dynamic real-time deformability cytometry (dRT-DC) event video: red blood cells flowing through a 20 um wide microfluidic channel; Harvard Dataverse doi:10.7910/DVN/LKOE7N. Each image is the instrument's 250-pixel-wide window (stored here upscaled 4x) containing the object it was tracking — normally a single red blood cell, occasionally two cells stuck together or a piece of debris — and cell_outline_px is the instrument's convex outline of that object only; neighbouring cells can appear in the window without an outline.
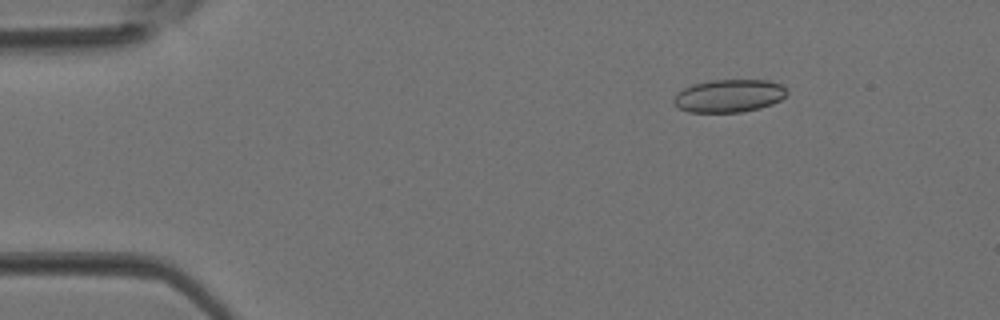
{"species": "Egyptian fruit bat (a non-hibernating species)", "species_latin": "Rousettus aegyptiacus", "temperature_condition": "room temperature", "stored_images_in_passage": 3, "camera_frame_rate_fps": 3000, "um_per_image_px": 0.085, "animal": {"sex": "female"}, "frame": {"image": 1, "passage_image": 2, "time_ms": 0.333, "image_size_px": [1000, 320], "cell_outline_px": [[788, 92], [780, 100], [772, 104], [760, 108], [740, 112], [688, 112], [680, 108], [672, 100], [676, 92], [692, 84], [712, 80], [768, 80], [780, 84]], "centroid_in_image_um": [61.95, 8.14], "position_along_channel_um": 23.1, "area_um2": 21.62}}
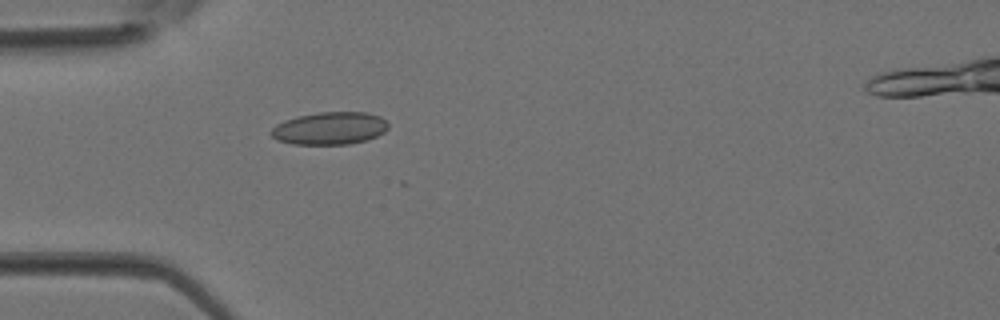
{"frame": {"image": 2, "passage_image": 3, "time_ms": 0.667, "image_size_px": [1000, 320], "cell_outline_px": [[388, 128], [384, 132], [376, 136], [364, 140], [348, 144], [292, 144], [276, 140], [268, 132], [276, 124], [284, 120], [296, 116], [316, 112], [368, 112], [380, 116], [388, 124]], "centroid_in_image_um": [27.98, 10.89], "position_along_channel_um": 57.0, "area_um2": 22.37}}